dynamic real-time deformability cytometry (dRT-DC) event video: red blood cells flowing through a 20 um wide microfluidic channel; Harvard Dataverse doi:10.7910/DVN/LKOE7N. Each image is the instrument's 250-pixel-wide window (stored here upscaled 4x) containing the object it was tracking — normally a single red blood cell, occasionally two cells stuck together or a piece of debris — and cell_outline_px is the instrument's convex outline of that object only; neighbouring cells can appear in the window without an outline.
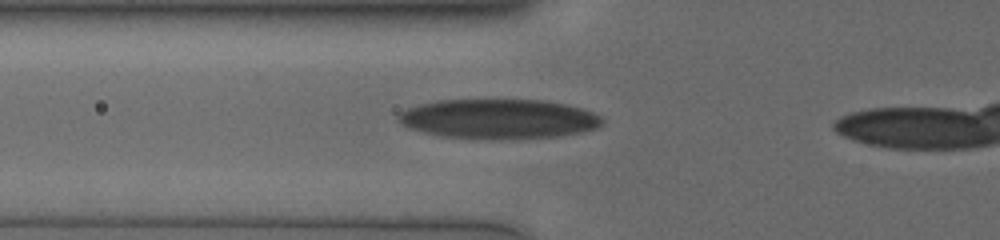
{"species": "human", "species_latin": "Homo sapiens", "temperature_condition": "cold", "stored_images_in_passage": 38, "camera_frame_rate_fps": 3000, "um_per_image_px": 0.085, "donor": {"sex": "male"}, "frame": {"image": 1, "passage_image": 10, "time_ms": 3.0, "image_size_px": [1000, 240], "cell_outline_px": [[604, 124], [596, 128], [584, 132], [560, 136], [516, 140], [472, 140], [440, 136], [408, 128], [396, 120], [396, 116], [400, 112], [408, 108], [420, 104], [436, 100], [548, 100], [580, 108], [592, 112], [600, 116], [604, 120]], "centroid_in_image_um": [42.38, 10.14], "position_along_channel_um": 83.4, "area_um2": 48.21}}
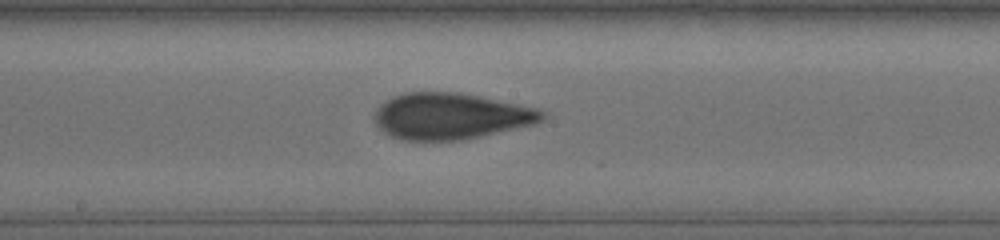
{"frame": {"image": 2, "passage_image": 20, "time_ms": 6.333, "image_size_px": [1000, 240], "cell_outline_px": [[548, 116], [544, 120], [536, 124], [460, 140], [404, 140], [392, 136], [384, 132], [376, 124], [376, 112], [380, 104], [404, 92], [460, 92], [540, 108], [548, 112]], "centroid_in_image_um": [38.4, 9.86], "position_along_channel_um": 209.8, "area_um2": 45.2}}
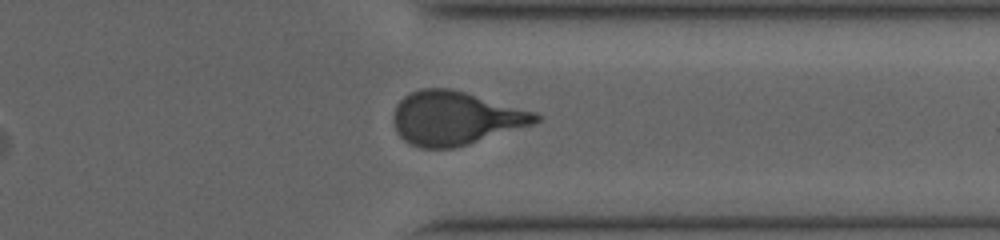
{"frame": {"image": 3, "passage_image": 33, "time_ms": 10.667, "image_size_px": [1000, 240], "cell_outline_px": [[540, 120], [532, 124], [468, 144], [452, 148], [420, 148], [408, 144], [396, 132], [392, 120], [396, 104], [404, 96], [420, 88], [452, 88], [536, 112], [540, 116]], "centroid_in_image_um": [38.65, 10.04], "position_along_channel_um": 372.7, "area_um2": 44.39}}